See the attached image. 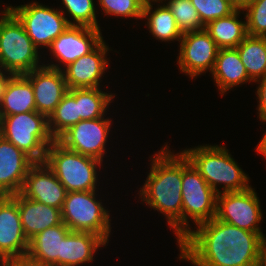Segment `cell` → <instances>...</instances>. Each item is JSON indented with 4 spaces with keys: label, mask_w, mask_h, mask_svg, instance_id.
I'll list each match as a JSON object with an SVG mask.
<instances>
[{
    "label": "cell",
    "mask_w": 266,
    "mask_h": 266,
    "mask_svg": "<svg viewBox=\"0 0 266 266\" xmlns=\"http://www.w3.org/2000/svg\"><path fill=\"white\" fill-rule=\"evenodd\" d=\"M152 7L151 4H144L142 16V18L147 17L148 22L146 25L150 29L149 32L161 41H173L176 39L180 41L183 34L178 29L175 18L168 7L165 4L158 6L151 13Z\"/></svg>",
    "instance_id": "obj_26"
},
{
    "label": "cell",
    "mask_w": 266,
    "mask_h": 266,
    "mask_svg": "<svg viewBox=\"0 0 266 266\" xmlns=\"http://www.w3.org/2000/svg\"><path fill=\"white\" fill-rule=\"evenodd\" d=\"M44 162L67 192L96 190V170L101 161L71 151L55 140L47 148Z\"/></svg>",
    "instance_id": "obj_6"
},
{
    "label": "cell",
    "mask_w": 266,
    "mask_h": 266,
    "mask_svg": "<svg viewBox=\"0 0 266 266\" xmlns=\"http://www.w3.org/2000/svg\"><path fill=\"white\" fill-rule=\"evenodd\" d=\"M102 41L100 29L69 25L62 34L52 41L49 49L55 58L66 67L81 56L89 54Z\"/></svg>",
    "instance_id": "obj_15"
},
{
    "label": "cell",
    "mask_w": 266,
    "mask_h": 266,
    "mask_svg": "<svg viewBox=\"0 0 266 266\" xmlns=\"http://www.w3.org/2000/svg\"><path fill=\"white\" fill-rule=\"evenodd\" d=\"M229 3L236 9L242 10L244 9L253 1V0H228Z\"/></svg>",
    "instance_id": "obj_37"
},
{
    "label": "cell",
    "mask_w": 266,
    "mask_h": 266,
    "mask_svg": "<svg viewBox=\"0 0 266 266\" xmlns=\"http://www.w3.org/2000/svg\"><path fill=\"white\" fill-rule=\"evenodd\" d=\"M95 194V190L67 192L61 210L62 221L71 231L95 233L107 242L110 217Z\"/></svg>",
    "instance_id": "obj_8"
},
{
    "label": "cell",
    "mask_w": 266,
    "mask_h": 266,
    "mask_svg": "<svg viewBox=\"0 0 266 266\" xmlns=\"http://www.w3.org/2000/svg\"><path fill=\"white\" fill-rule=\"evenodd\" d=\"M0 135L35 162H44L47 148L55 141L48 118L37 111L0 117Z\"/></svg>",
    "instance_id": "obj_5"
},
{
    "label": "cell",
    "mask_w": 266,
    "mask_h": 266,
    "mask_svg": "<svg viewBox=\"0 0 266 266\" xmlns=\"http://www.w3.org/2000/svg\"><path fill=\"white\" fill-rule=\"evenodd\" d=\"M35 161L0 135V196L20 193Z\"/></svg>",
    "instance_id": "obj_17"
},
{
    "label": "cell",
    "mask_w": 266,
    "mask_h": 266,
    "mask_svg": "<svg viewBox=\"0 0 266 266\" xmlns=\"http://www.w3.org/2000/svg\"><path fill=\"white\" fill-rule=\"evenodd\" d=\"M160 2L161 1V3H163L162 1H164V0H143V3L144 4H152L151 2Z\"/></svg>",
    "instance_id": "obj_40"
},
{
    "label": "cell",
    "mask_w": 266,
    "mask_h": 266,
    "mask_svg": "<svg viewBox=\"0 0 266 266\" xmlns=\"http://www.w3.org/2000/svg\"><path fill=\"white\" fill-rule=\"evenodd\" d=\"M108 46L104 40L89 54L81 56L63 70L68 90L74 88H99L108 65L105 58ZM65 70V71H64Z\"/></svg>",
    "instance_id": "obj_18"
},
{
    "label": "cell",
    "mask_w": 266,
    "mask_h": 266,
    "mask_svg": "<svg viewBox=\"0 0 266 266\" xmlns=\"http://www.w3.org/2000/svg\"><path fill=\"white\" fill-rule=\"evenodd\" d=\"M106 243L95 233L71 231L62 240L61 266H76L93 261V254Z\"/></svg>",
    "instance_id": "obj_22"
},
{
    "label": "cell",
    "mask_w": 266,
    "mask_h": 266,
    "mask_svg": "<svg viewBox=\"0 0 266 266\" xmlns=\"http://www.w3.org/2000/svg\"><path fill=\"white\" fill-rule=\"evenodd\" d=\"M216 219L250 232H261L258 223L262 220L260 202L252 187L243 191L217 194Z\"/></svg>",
    "instance_id": "obj_10"
},
{
    "label": "cell",
    "mask_w": 266,
    "mask_h": 266,
    "mask_svg": "<svg viewBox=\"0 0 266 266\" xmlns=\"http://www.w3.org/2000/svg\"><path fill=\"white\" fill-rule=\"evenodd\" d=\"M71 230L62 222L29 240L27 257L43 266H61L62 240Z\"/></svg>",
    "instance_id": "obj_20"
},
{
    "label": "cell",
    "mask_w": 266,
    "mask_h": 266,
    "mask_svg": "<svg viewBox=\"0 0 266 266\" xmlns=\"http://www.w3.org/2000/svg\"><path fill=\"white\" fill-rule=\"evenodd\" d=\"M256 82H259L260 84L257 89V95L259 99V107L257 109L259 111V119H261L263 122L266 121V76Z\"/></svg>",
    "instance_id": "obj_34"
},
{
    "label": "cell",
    "mask_w": 266,
    "mask_h": 266,
    "mask_svg": "<svg viewBox=\"0 0 266 266\" xmlns=\"http://www.w3.org/2000/svg\"><path fill=\"white\" fill-rule=\"evenodd\" d=\"M47 65L23 75L33 87L36 111L49 118L68 88L62 68L58 64Z\"/></svg>",
    "instance_id": "obj_13"
},
{
    "label": "cell",
    "mask_w": 266,
    "mask_h": 266,
    "mask_svg": "<svg viewBox=\"0 0 266 266\" xmlns=\"http://www.w3.org/2000/svg\"><path fill=\"white\" fill-rule=\"evenodd\" d=\"M36 111L31 82L23 75H11L0 104V117Z\"/></svg>",
    "instance_id": "obj_23"
},
{
    "label": "cell",
    "mask_w": 266,
    "mask_h": 266,
    "mask_svg": "<svg viewBox=\"0 0 266 266\" xmlns=\"http://www.w3.org/2000/svg\"><path fill=\"white\" fill-rule=\"evenodd\" d=\"M81 121L77 109V88L70 89L48 118V128L54 140H57L71 126Z\"/></svg>",
    "instance_id": "obj_27"
},
{
    "label": "cell",
    "mask_w": 266,
    "mask_h": 266,
    "mask_svg": "<svg viewBox=\"0 0 266 266\" xmlns=\"http://www.w3.org/2000/svg\"><path fill=\"white\" fill-rule=\"evenodd\" d=\"M211 73L222 95L234 86L252 81L236 48L219 49Z\"/></svg>",
    "instance_id": "obj_21"
},
{
    "label": "cell",
    "mask_w": 266,
    "mask_h": 266,
    "mask_svg": "<svg viewBox=\"0 0 266 266\" xmlns=\"http://www.w3.org/2000/svg\"><path fill=\"white\" fill-rule=\"evenodd\" d=\"M28 247L17 201L11 195L0 196V261L24 257Z\"/></svg>",
    "instance_id": "obj_14"
},
{
    "label": "cell",
    "mask_w": 266,
    "mask_h": 266,
    "mask_svg": "<svg viewBox=\"0 0 266 266\" xmlns=\"http://www.w3.org/2000/svg\"><path fill=\"white\" fill-rule=\"evenodd\" d=\"M0 266H43L39 262L33 261L27 256L10 258L0 261Z\"/></svg>",
    "instance_id": "obj_35"
},
{
    "label": "cell",
    "mask_w": 266,
    "mask_h": 266,
    "mask_svg": "<svg viewBox=\"0 0 266 266\" xmlns=\"http://www.w3.org/2000/svg\"><path fill=\"white\" fill-rule=\"evenodd\" d=\"M73 25L100 29L95 13L93 0H62Z\"/></svg>",
    "instance_id": "obj_30"
},
{
    "label": "cell",
    "mask_w": 266,
    "mask_h": 266,
    "mask_svg": "<svg viewBox=\"0 0 266 266\" xmlns=\"http://www.w3.org/2000/svg\"><path fill=\"white\" fill-rule=\"evenodd\" d=\"M5 73H6V71L3 72V70L0 69V104H1V101H2V98H3V94L5 92L8 80L11 77V75H13V74L7 72L8 75L6 76Z\"/></svg>",
    "instance_id": "obj_36"
},
{
    "label": "cell",
    "mask_w": 266,
    "mask_h": 266,
    "mask_svg": "<svg viewBox=\"0 0 266 266\" xmlns=\"http://www.w3.org/2000/svg\"><path fill=\"white\" fill-rule=\"evenodd\" d=\"M111 120H81L65 131L57 141L65 148L85 156L103 161L105 145L109 134Z\"/></svg>",
    "instance_id": "obj_11"
},
{
    "label": "cell",
    "mask_w": 266,
    "mask_h": 266,
    "mask_svg": "<svg viewBox=\"0 0 266 266\" xmlns=\"http://www.w3.org/2000/svg\"><path fill=\"white\" fill-rule=\"evenodd\" d=\"M179 47L177 64L191 78L207 69L211 72L220 49L205 29L183 33Z\"/></svg>",
    "instance_id": "obj_12"
},
{
    "label": "cell",
    "mask_w": 266,
    "mask_h": 266,
    "mask_svg": "<svg viewBox=\"0 0 266 266\" xmlns=\"http://www.w3.org/2000/svg\"><path fill=\"white\" fill-rule=\"evenodd\" d=\"M114 95L100 88H77V109L81 120L102 118Z\"/></svg>",
    "instance_id": "obj_28"
},
{
    "label": "cell",
    "mask_w": 266,
    "mask_h": 266,
    "mask_svg": "<svg viewBox=\"0 0 266 266\" xmlns=\"http://www.w3.org/2000/svg\"><path fill=\"white\" fill-rule=\"evenodd\" d=\"M260 266H266V238L265 235L262 238V250H261V264Z\"/></svg>",
    "instance_id": "obj_39"
},
{
    "label": "cell",
    "mask_w": 266,
    "mask_h": 266,
    "mask_svg": "<svg viewBox=\"0 0 266 266\" xmlns=\"http://www.w3.org/2000/svg\"><path fill=\"white\" fill-rule=\"evenodd\" d=\"M9 10L23 24L34 46L49 47L53 40L62 34L73 22L64 16V11L45 7L37 2L17 7L8 6Z\"/></svg>",
    "instance_id": "obj_9"
},
{
    "label": "cell",
    "mask_w": 266,
    "mask_h": 266,
    "mask_svg": "<svg viewBox=\"0 0 266 266\" xmlns=\"http://www.w3.org/2000/svg\"><path fill=\"white\" fill-rule=\"evenodd\" d=\"M166 6L173 14L181 33L200 31L204 29L196 8L190 0H168Z\"/></svg>",
    "instance_id": "obj_29"
},
{
    "label": "cell",
    "mask_w": 266,
    "mask_h": 266,
    "mask_svg": "<svg viewBox=\"0 0 266 266\" xmlns=\"http://www.w3.org/2000/svg\"><path fill=\"white\" fill-rule=\"evenodd\" d=\"M20 193L28 199L62 210L67 190L45 162H35Z\"/></svg>",
    "instance_id": "obj_16"
},
{
    "label": "cell",
    "mask_w": 266,
    "mask_h": 266,
    "mask_svg": "<svg viewBox=\"0 0 266 266\" xmlns=\"http://www.w3.org/2000/svg\"><path fill=\"white\" fill-rule=\"evenodd\" d=\"M107 15L142 18L143 0H98Z\"/></svg>",
    "instance_id": "obj_33"
},
{
    "label": "cell",
    "mask_w": 266,
    "mask_h": 266,
    "mask_svg": "<svg viewBox=\"0 0 266 266\" xmlns=\"http://www.w3.org/2000/svg\"><path fill=\"white\" fill-rule=\"evenodd\" d=\"M236 49L253 82L266 76V37L248 35Z\"/></svg>",
    "instance_id": "obj_25"
},
{
    "label": "cell",
    "mask_w": 266,
    "mask_h": 266,
    "mask_svg": "<svg viewBox=\"0 0 266 266\" xmlns=\"http://www.w3.org/2000/svg\"><path fill=\"white\" fill-rule=\"evenodd\" d=\"M187 159L199 171L209 186L217 193L243 191L249 186V177L234 161L228 150L222 145L198 146L182 151ZM223 183L219 191L217 184Z\"/></svg>",
    "instance_id": "obj_3"
},
{
    "label": "cell",
    "mask_w": 266,
    "mask_h": 266,
    "mask_svg": "<svg viewBox=\"0 0 266 266\" xmlns=\"http://www.w3.org/2000/svg\"><path fill=\"white\" fill-rule=\"evenodd\" d=\"M204 26L218 18L229 16L236 9L228 0H190Z\"/></svg>",
    "instance_id": "obj_31"
},
{
    "label": "cell",
    "mask_w": 266,
    "mask_h": 266,
    "mask_svg": "<svg viewBox=\"0 0 266 266\" xmlns=\"http://www.w3.org/2000/svg\"><path fill=\"white\" fill-rule=\"evenodd\" d=\"M244 10L248 35L266 37V0H253Z\"/></svg>",
    "instance_id": "obj_32"
},
{
    "label": "cell",
    "mask_w": 266,
    "mask_h": 266,
    "mask_svg": "<svg viewBox=\"0 0 266 266\" xmlns=\"http://www.w3.org/2000/svg\"><path fill=\"white\" fill-rule=\"evenodd\" d=\"M18 203L20 220L28 241L47 228L61 224V209L28 199L21 193L11 195Z\"/></svg>",
    "instance_id": "obj_19"
},
{
    "label": "cell",
    "mask_w": 266,
    "mask_h": 266,
    "mask_svg": "<svg viewBox=\"0 0 266 266\" xmlns=\"http://www.w3.org/2000/svg\"><path fill=\"white\" fill-rule=\"evenodd\" d=\"M140 196L146 204L164 213L168 224L176 233L177 242L182 240V173L184 154L174 155L168 146L154 154Z\"/></svg>",
    "instance_id": "obj_2"
},
{
    "label": "cell",
    "mask_w": 266,
    "mask_h": 266,
    "mask_svg": "<svg viewBox=\"0 0 266 266\" xmlns=\"http://www.w3.org/2000/svg\"><path fill=\"white\" fill-rule=\"evenodd\" d=\"M256 150L266 158V132L262 137L261 141L259 142V144L257 145Z\"/></svg>",
    "instance_id": "obj_38"
},
{
    "label": "cell",
    "mask_w": 266,
    "mask_h": 266,
    "mask_svg": "<svg viewBox=\"0 0 266 266\" xmlns=\"http://www.w3.org/2000/svg\"><path fill=\"white\" fill-rule=\"evenodd\" d=\"M179 243L180 259L195 266H260L262 236L216 218L197 225Z\"/></svg>",
    "instance_id": "obj_1"
},
{
    "label": "cell",
    "mask_w": 266,
    "mask_h": 266,
    "mask_svg": "<svg viewBox=\"0 0 266 266\" xmlns=\"http://www.w3.org/2000/svg\"><path fill=\"white\" fill-rule=\"evenodd\" d=\"M240 11L235 10L229 16L215 19L204 27L220 49L236 48L248 36L246 22L238 19Z\"/></svg>",
    "instance_id": "obj_24"
},
{
    "label": "cell",
    "mask_w": 266,
    "mask_h": 266,
    "mask_svg": "<svg viewBox=\"0 0 266 266\" xmlns=\"http://www.w3.org/2000/svg\"><path fill=\"white\" fill-rule=\"evenodd\" d=\"M182 239L191 231L188 218L196 225L216 217L217 193L184 155L182 173ZM188 227V228H187Z\"/></svg>",
    "instance_id": "obj_7"
},
{
    "label": "cell",
    "mask_w": 266,
    "mask_h": 266,
    "mask_svg": "<svg viewBox=\"0 0 266 266\" xmlns=\"http://www.w3.org/2000/svg\"><path fill=\"white\" fill-rule=\"evenodd\" d=\"M0 17V68L13 75L25 74L38 65V49L23 24L7 7Z\"/></svg>",
    "instance_id": "obj_4"
}]
</instances>
